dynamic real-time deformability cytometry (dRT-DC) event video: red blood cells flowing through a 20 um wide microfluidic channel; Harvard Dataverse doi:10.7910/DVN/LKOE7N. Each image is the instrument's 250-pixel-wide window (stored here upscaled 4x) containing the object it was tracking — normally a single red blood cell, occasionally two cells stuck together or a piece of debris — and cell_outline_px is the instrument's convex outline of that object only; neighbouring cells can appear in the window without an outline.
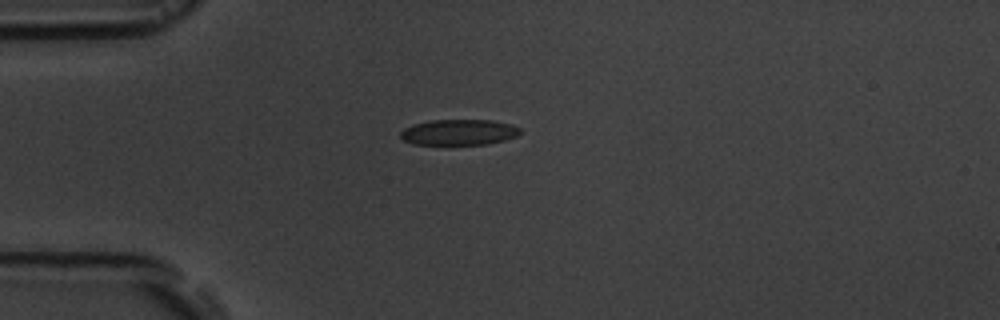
{"species": "common noctule bat (a hibernating species)", "species_latin": "Nyctalus noctula", "temperature_condition": "room temperature", "stored_images_in_passage": 3, "camera_frame_rate_fps": 3000, "um_per_image_px": 0.085, "animal": {"sex": "male", "body_mass_g": 19.5, "forearm_length_mm": 54.6}, "frame": {"image": 1, "passage_image": 1, "time_ms": 0.0, "image_size_px": [1000, 320], "cell_outline_px": [[520, 132], [516, 136], [504, 140], [488, 144], [412, 144], [404, 140], [400, 136], [400, 132], [404, 128], [412, 124], [432, 120], [492, 120], [512, 124], [520, 128]], "centroid_in_image_um": [39.0, 11.23], "position_along_channel_um": 46.0, "area_um2": 17.92}}
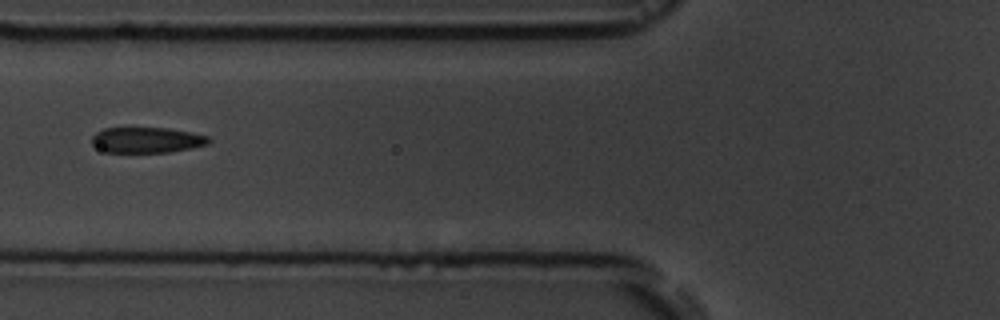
{"frame": {"image": 2, "passage_image": 3, "time_ms": 2.333, "image_size_px": [1000, 320], "cell_outline_px": [[212, 140], [208, 144], [192, 148], [168, 152], [104, 152], [92, 144], [92, 136], [96, 132], [104, 128], [168, 128], [192, 132], [208, 136]], "centroid_in_image_um": [12.49, 11.9], "position_along_channel_um": 113.3, "area_um2": 17.51}}